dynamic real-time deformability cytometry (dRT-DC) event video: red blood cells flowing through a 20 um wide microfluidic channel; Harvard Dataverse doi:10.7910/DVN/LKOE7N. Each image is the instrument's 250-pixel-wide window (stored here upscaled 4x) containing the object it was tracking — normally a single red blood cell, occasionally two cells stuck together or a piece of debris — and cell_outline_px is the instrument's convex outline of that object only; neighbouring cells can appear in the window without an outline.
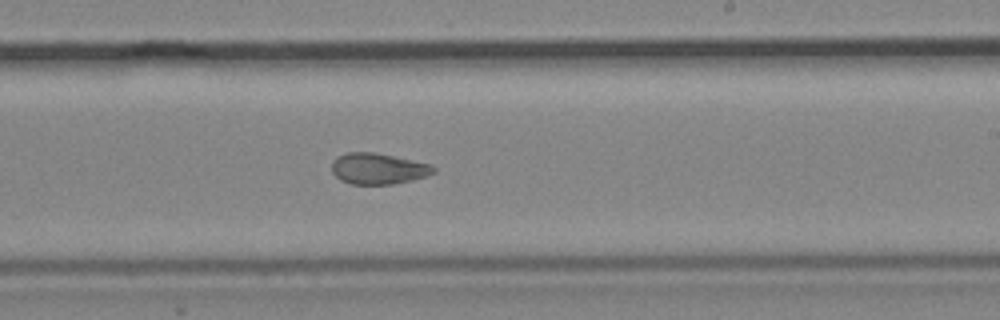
{"species": "common noctule bat (a hibernating species)", "species_latin": "Nyctalus noctula", "temperature_condition": "cold", "stored_images_in_passage": 8, "camera_frame_rate_fps": 3000, "um_per_image_px": 0.085, "animal": {"sex": "male", "body_mass_g": 19.2, "forearm_length_mm": 51.8}, "frame": {"image": 1, "passage_image": 8, "time_ms": 8.667, "image_size_px": [1000, 320], "cell_outline_px": [[436, 172], [412, 180], [392, 184], [352, 184], [340, 180], [332, 172], [332, 160], [336, 156], [348, 152], [372, 152], [432, 164], [436, 168]], "centroid_in_image_um": [32.12, 14.33], "position_along_channel_um": 256.9, "area_um2": 18.38}}